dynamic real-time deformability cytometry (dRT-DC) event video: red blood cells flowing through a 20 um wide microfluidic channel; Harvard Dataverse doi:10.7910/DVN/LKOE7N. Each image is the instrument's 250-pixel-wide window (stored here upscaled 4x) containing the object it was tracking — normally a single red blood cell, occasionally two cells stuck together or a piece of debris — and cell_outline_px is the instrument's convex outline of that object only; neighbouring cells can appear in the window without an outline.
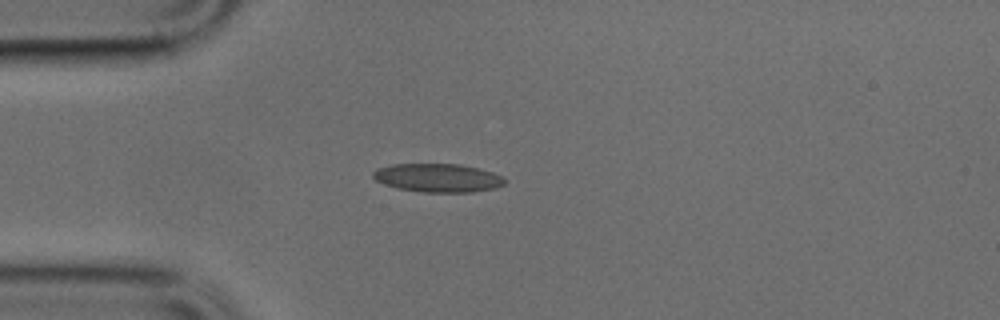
{"species": "common noctule bat (a hibernating species)", "species_latin": "Nyctalus noctula", "temperature_condition": "cold", "stored_images_in_passage": 38, "camera_frame_rate_fps": 3000, "um_per_image_px": 0.085, "animal": {"sex": "male", "body_mass_g": 17.9, "forearm_length_mm": 54.2}, "frame": {"image": 1, "passage_image": 1, "time_ms": 0.0, "image_size_px": [1000, 320], "cell_outline_px": [[504, 184], [496, 188], [472, 192], [424, 192], [400, 188], [384, 184], [376, 180], [372, 176], [372, 172], [376, 168], [392, 164], [460, 164], [492, 172], [500, 176], [504, 180]], "centroid_in_image_um": [37.18, 15.11], "position_along_channel_um": 47.8, "area_um2": 21.68}}
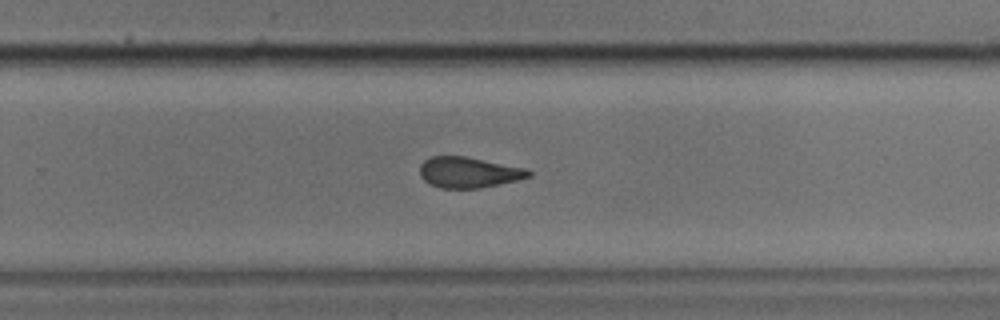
{"frame": {"image": 2, "passage_image": 20, "time_ms": 6.333, "image_size_px": [1000, 320], "cell_outline_px": [[532, 176], [516, 180], [480, 188], [440, 188], [428, 184], [420, 176], [420, 164], [424, 160], [432, 156], [464, 156], [528, 168], [532, 172]], "centroid_in_image_um": [39.83, 14.65], "position_along_channel_um": 290.0, "area_um2": 19.59}}
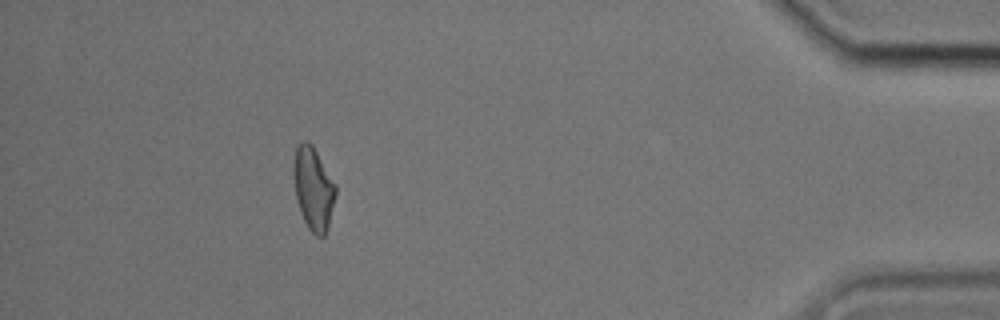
{"frame": {"image": 3, "passage_image": 33, "time_ms": 10.667, "image_size_px": [1000, 320], "cell_outline_px": [[336, 196], [328, 228], [324, 236], [316, 236], [308, 228], [304, 220], [296, 196], [292, 172], [292, 164], [296, 144], [300, 140], [308, 140], [312, 144], [336, 184]], "centroid_in_image_um": [26.62, 15.96], "position_along_channel_um": 408.6, "area_um2": 20.63}}